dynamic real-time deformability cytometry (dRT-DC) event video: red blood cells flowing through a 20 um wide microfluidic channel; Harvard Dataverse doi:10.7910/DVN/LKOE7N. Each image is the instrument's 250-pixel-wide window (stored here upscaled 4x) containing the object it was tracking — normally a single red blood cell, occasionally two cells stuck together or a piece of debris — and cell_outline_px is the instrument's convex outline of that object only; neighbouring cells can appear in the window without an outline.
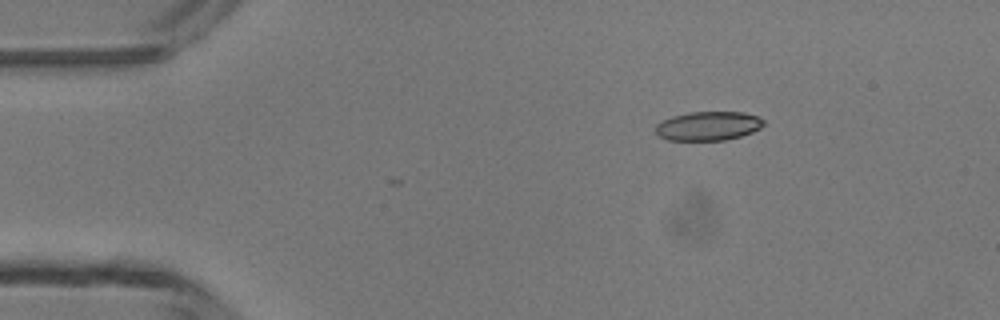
{"species": "common noctule bat (a hibernating species)", "species_latin": "Nyctalus noctula", "temperature_condition": "room temperature", "stored_images_in_passage": 2, "camera_frame_rate_fps": 3000, "um_per_image_px": 0.085, "animal": {"sex": "male", "body_mass_g": 13.3}, "frame": {"image": 1, "passage_image": 1, "time_ms": 0.0, "image_size_px": [1000, 320], "cell_outline_px": [[764, 124], [760, 128], [752, 132], [740, 136], [724, 140], [668, 140], [656, 136], [656, 124], [672, 116], [688, 112], [744, 112], [756, 116], [764, 120]], "centroid_in_image_um": [60.18, 10.71], "position_along_channel_um": 24.8, "area_um2": 18.26}}